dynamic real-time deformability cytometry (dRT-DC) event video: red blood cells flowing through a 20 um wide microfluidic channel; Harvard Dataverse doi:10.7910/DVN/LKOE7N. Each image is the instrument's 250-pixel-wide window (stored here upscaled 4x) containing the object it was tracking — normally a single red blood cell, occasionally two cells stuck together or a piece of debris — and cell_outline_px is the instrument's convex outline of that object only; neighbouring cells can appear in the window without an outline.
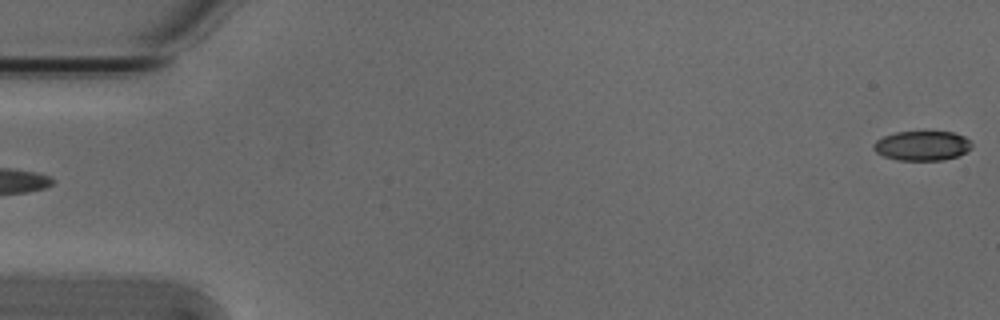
{"species": "Egyptian fruit bat (a non-hibernating species)", "species_latin": "Rousettus aegyptiacus", "temperature_condition": "cold", "stored_images_in_passage": 4, "camera_frame_rate_fps": 3000, "um_per_image_px": 0.085, "animal": {"sex": "male"}, "frame": {"image": 1, "passage_image": 4, "time_ms": 1.0, "image_size_px": [1000, 320], "cell_outline_px": [[972, 148], [956, 156], [944, 160], [896, 160], [884, 156], [876, 152], [872, 148], [872, 144], [876, 140], [884, 136], [896, 132], [924, 128], [952, 132], [964, 136], [972, 140]], "centroid_in_image_um": [78.38, 12.33], "position_along_channel_um": 6.6, "area_um2": 17.8}}